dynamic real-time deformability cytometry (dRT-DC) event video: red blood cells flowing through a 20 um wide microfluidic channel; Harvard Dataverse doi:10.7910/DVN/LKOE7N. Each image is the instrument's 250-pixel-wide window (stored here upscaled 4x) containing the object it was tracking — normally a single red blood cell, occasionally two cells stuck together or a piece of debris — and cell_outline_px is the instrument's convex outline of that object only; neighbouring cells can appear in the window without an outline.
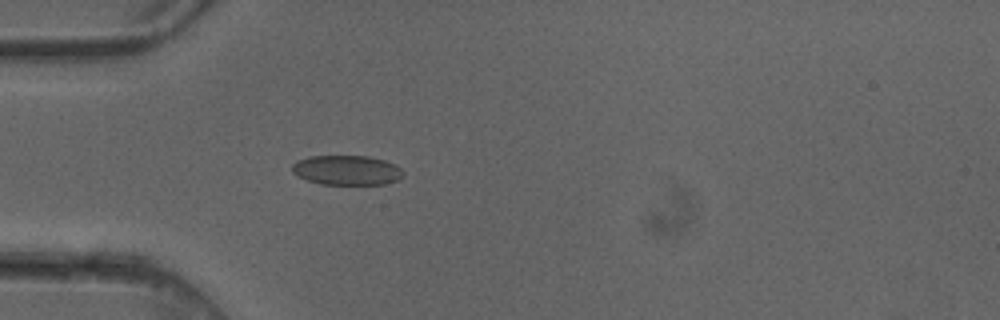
{"species": "common noctule bat (a hibernating species)", "species_latin": "Nyctalus noctula", "temperature_condition": "cold", "stored_images_in_passage": 4, "camera_frame_rate_fps": 3000, "um_per_image_px": 0.085, "animal": {"sex": "female"}, "frame": {"image": 1, "passage_image": 4, "time_ms": 1.0, "image_size_px": [1000, 320], "cell_outline_px": [[404, 176], [396, 180], [384, 184], [320, 184], [296, 176], [292, 172], [292, 164], [296, 160], [308, 156], [368, 156], [384, 160], [396, 164], [404, 172]], "centroid_in_image_um": [29.46, 14.46], "position_along_channel_um": 55.5, "area_um2": 19.36}}